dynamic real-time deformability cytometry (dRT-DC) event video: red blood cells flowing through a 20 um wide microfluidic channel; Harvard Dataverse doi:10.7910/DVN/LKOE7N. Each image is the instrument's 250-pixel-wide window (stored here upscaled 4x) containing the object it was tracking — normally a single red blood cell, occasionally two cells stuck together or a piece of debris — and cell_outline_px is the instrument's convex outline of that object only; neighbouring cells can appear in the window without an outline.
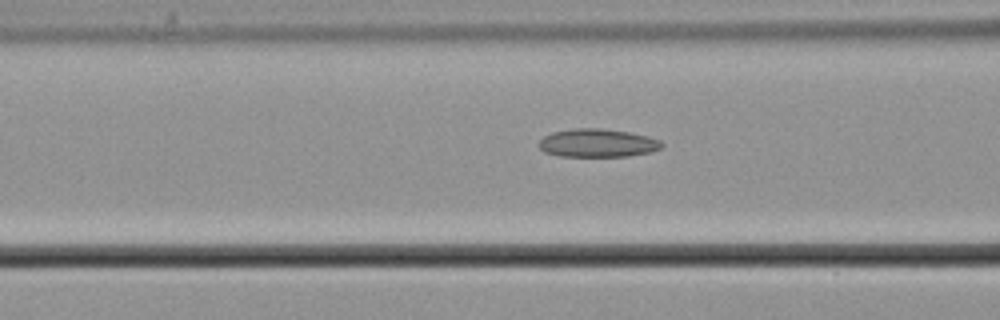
{"species": "common noctule bat (a hibernating species)", "species_latin": "Nyctalus noctula", "temperature_condition": "cold", "stored_images_in_passage": 7, "camera_frame_rate_fps": 3000, "um_per_image_px": 0.085, "animal": {"sex": "male", "body_mass_g": 21.5, "forearm_length_mm": 52.0}, "frame": {"image": 1, "passage_image": 5, "time_ms": 1.333, "image_size_px": [1000, 320], "cell_outline_px": [[664, 144], [660, 148], [652, 152], [628, 156], [560, 156], [544, 152], [536, 144], [544, 136], [552, 132], [572, 128], [600, 128], [628, 132], [648, 136], [660, 140]], "centroid_in_image_um": [50.77, 12.15], "position_along_channel_um": 115.8, "area_um2": 20.35}}